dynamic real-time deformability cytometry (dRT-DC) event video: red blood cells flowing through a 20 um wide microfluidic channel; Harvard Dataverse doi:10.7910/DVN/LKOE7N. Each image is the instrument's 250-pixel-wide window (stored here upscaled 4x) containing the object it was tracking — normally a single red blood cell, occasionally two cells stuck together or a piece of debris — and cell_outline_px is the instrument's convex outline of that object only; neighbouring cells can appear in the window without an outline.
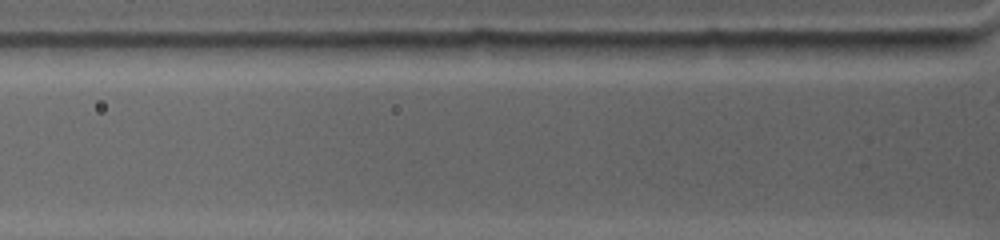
{"species": "common noctule bat (a hibernating species)", "species_latin": "Nyctalus noctula", "temperature_condition": "warm", "stored_images_in_passage": 2, "camera_frame_rate_fps": 4500, "um_per_image_px": 0.085, "animal": {"sex": "female", "body_mass_g": 19.0, "forearm_length_mm": 53.3}, "frame": {"image": 1, "passage_image": 2, "time_ms": 0.222, "image_size_px": [1000, 240], "cell_outline_px": [[832, 40], [820, 52], [792, 56], [724, 56], [692, 44], [704, 40]], "centroid_in_image_um": [64.88, 4.02], "position_along_channel_um": 60.9, "area_um2": 13.35}}